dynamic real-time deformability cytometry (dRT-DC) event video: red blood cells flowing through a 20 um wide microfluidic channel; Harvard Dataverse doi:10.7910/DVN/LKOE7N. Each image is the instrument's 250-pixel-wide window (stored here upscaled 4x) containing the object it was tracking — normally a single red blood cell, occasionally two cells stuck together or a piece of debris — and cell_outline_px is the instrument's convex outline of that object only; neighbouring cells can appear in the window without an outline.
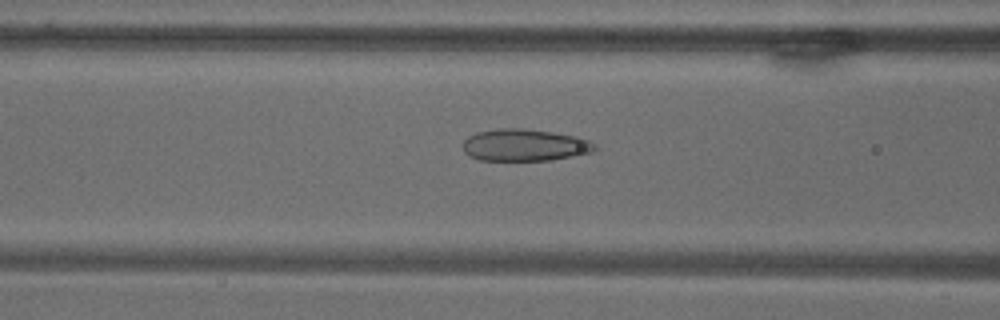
{"species": "common noctule bat (a hibernating species)", "species_latin": "Nyctalus noctula", "temperature_condition": "warm", "stored_images_in_passage": 72, "camera_frame_rate_fps": 3000, "um_per_image_px": 0.085, "animal": {"sex": "male", "body_mass_g": 18.8}, "frame": {"image": 1, "passage_image": 30, "time_ms": 9.667, "image_size_px": [1000, 320], "cell_outline_px": [[596, 148], [592, 152], [552, 160], [480, 160], [468, 156], [464, 152], [464, 140], [468, 136], [476, 132], [496, 128], [524, 128], [552, 132], [576, 136], [588, 140], [596, 144]], "centroid_in_image_um": [44.57, 12.32], "position_along_channel_um": 122.0, "area_um2": 24.68}}
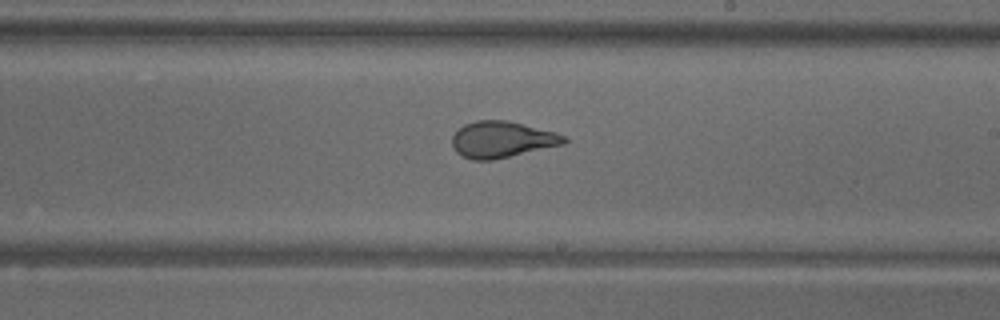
{"frame": {"image": 2, "passage_image": 43, "time_ms": 14.0, "image_size_px": [1000, 320], "cell_outline_px": [[568, 140], [564, 144], [492, 160], [472, 160], [456, 152], [452, 144], [452, 136], [464, 124], [476, 120], [508, 120], [556, 132], [564, 136]], "centroid_in_image_um": [42.66, 11.85], "position_along_channel_um": 246.3, "area_um2": 23.58}}
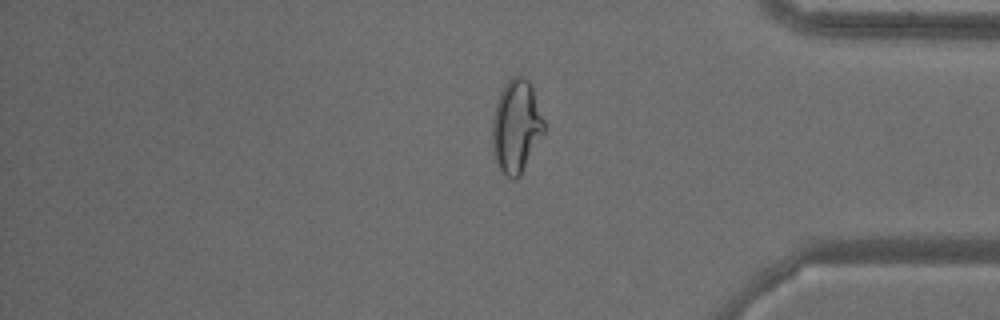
{"frame": {"image": 3, "passage_image": 60, "time_ms": 19.667, "image_size_px": [1000, 320], "cell_outline_px": [[544, 132], [520, 176], [516, 180], [512, 180], [500, 172], [496, 164], [492, 152], [492, 120], [496, 104], [500, 92], [504, 84], [512, 76], [524, 76], [528, 80], [532, 88], [544, 120]], "centroid_in_image_um": [43.85, 10.78], "position_along_channel_um": 391.3, "area_um2": 28.21}}